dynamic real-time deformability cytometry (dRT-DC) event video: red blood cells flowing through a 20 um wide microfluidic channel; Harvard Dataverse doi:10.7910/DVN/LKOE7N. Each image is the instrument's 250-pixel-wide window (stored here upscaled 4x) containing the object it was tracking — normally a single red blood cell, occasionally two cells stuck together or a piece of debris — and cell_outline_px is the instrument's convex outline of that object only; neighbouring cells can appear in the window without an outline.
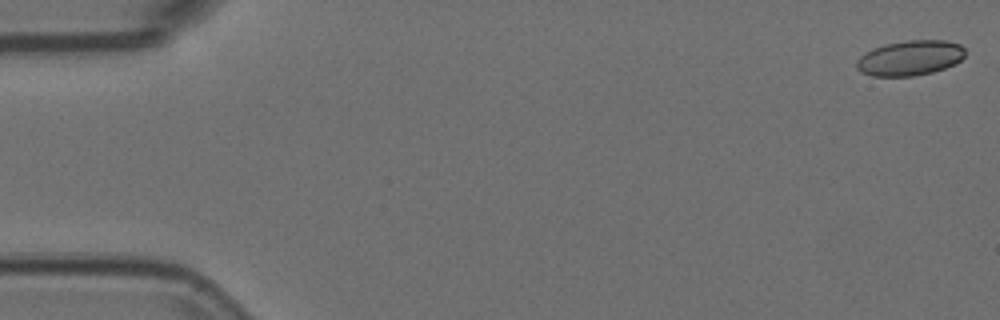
{"species": "Egyptian fruit bat (a non-hibernating species)", "species_latin": "Rousettus aegyptiacus", "temperature_condition": "room temperature", "stored_images_in_passage": 16, "camera_frame_rate_fps": 3000, "um_per_image_px": 0.085, "animal": {"sex": "female"}, "frame": {"image": 1, "passage_image": 1, "time_ms": 0.0, "image_size_px": [1000, 320], "cell_outline_px": [[964, 56], [956, 64], [932, 72], [912, 76], [872, 76], [860, 72], [856, 68], [856, 60], [860, 56], [872, 48], [884, 44], [908, 40], [944, 40], [960, 44], [964, 48]], "centroid_in_image_um": [77.33, 4.92], "position_along_channel_um": 7.7, "area_um2": 22.31}}